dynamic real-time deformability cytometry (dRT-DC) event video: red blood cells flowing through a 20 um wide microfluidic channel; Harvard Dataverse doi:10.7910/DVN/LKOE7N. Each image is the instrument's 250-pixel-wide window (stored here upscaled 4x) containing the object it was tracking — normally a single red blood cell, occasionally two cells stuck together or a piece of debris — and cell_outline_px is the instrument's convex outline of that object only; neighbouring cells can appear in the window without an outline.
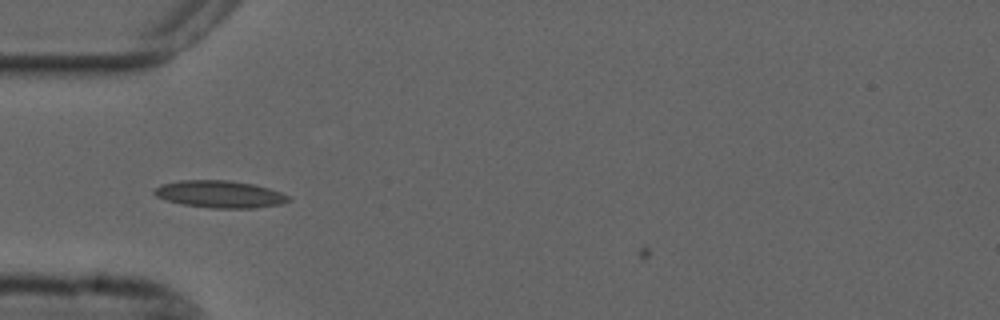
{"species": "common noctule bat (a hibernating species)", "species_latin": "Nyctalus noctula", "temperature_condition": "cold", "stored_images_in_passage": 20, "camera_frame_rate_fps": 3000, "um_per_image_px": 0.085, "animal": {"sex": "male", "forearm_length_mm": 52.5}, "frame": {"image": 1, "passage_image": 10, "time_ms": 3.0, "image_size_px": [1000, 320], "cell_outline_px": [[292, 200], [280, 204], [256, 208], [212, 208], [180, 204], [156, 196], [152, 192], [160, 184], [180, 180], [228, 180], [252, 184], [268, 188], [280, 192], [288, 196]], "centroid_in_image_um": [18.67, 16.51], "position_along_channel_um": 66.3, "area_um2": 21.21}}
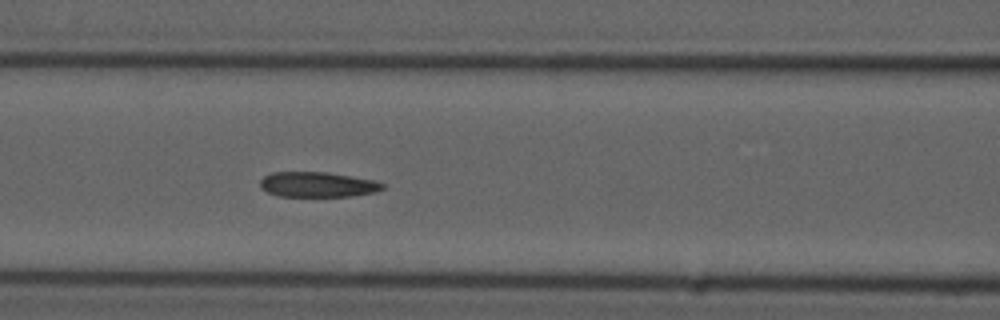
{"frame": {"image": 2, "passage_image": 16, "time_ms": 5.0, "image_size_px": [1000, 320], "cell_outline_px": [[384, 188], [376, 192], [352, 196], [280, 196], [268, 192], [260, 188], [260, 180], [264, 176], [272, 172], [328, 172], [372, 180], [384, 184]], "centroid_in_image_um": [26.97, 15.68], "position_along_channel_um": 139.6, "area_um2": 17.86}}
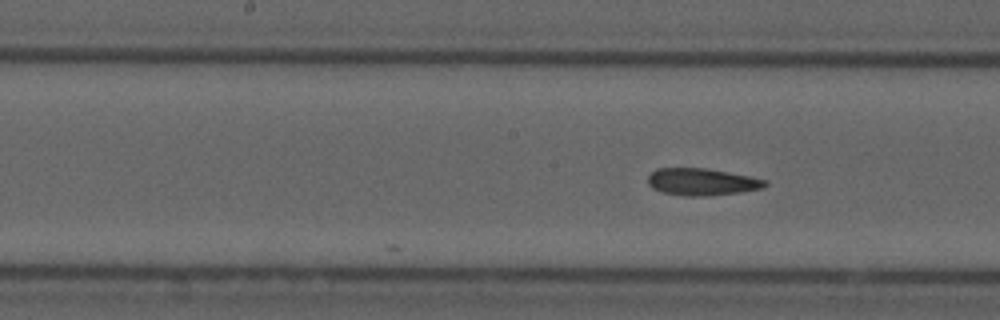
{"frame": {"image": 3, "passage_image": 20, "time_ms": 6.333, "image_size_px": [1000, 320], "cell_outline_px": [[768, 184], [764, 188], [740, 192], [708, 196], [684, 196], [660, 192], [652, 188], [648, 184], [648, 176], [656, 168], [708, 168], [752, 176], [768, 180]], "centroid_in_image_um": [59.68, 15.46], "position_along_channel_um": 188.5, "area_um2": 18.84}}